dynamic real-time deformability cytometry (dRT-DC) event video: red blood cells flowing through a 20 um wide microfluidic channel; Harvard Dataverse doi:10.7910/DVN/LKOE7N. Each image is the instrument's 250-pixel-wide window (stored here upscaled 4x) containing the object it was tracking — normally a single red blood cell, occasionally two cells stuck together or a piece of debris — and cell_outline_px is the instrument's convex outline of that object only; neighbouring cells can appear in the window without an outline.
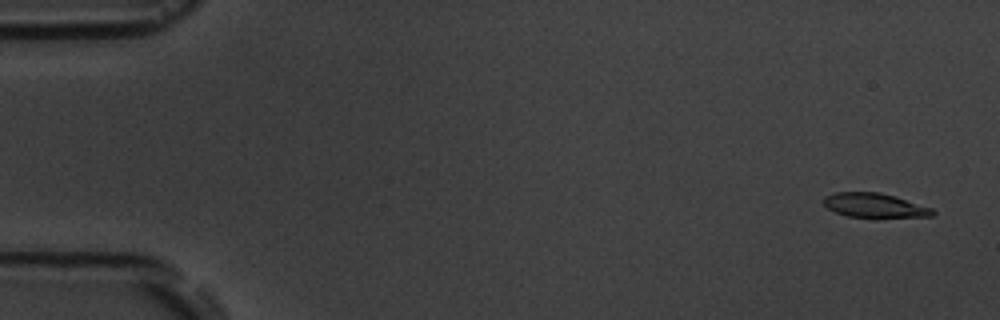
{"species": "common noctule bat (a hibernating species)", "species_latin": "Nyctalus noctula", "temperature_condition": "room temperature", "stored_images_in_passage": 7, "camera_frame_rate_fps": 3000, "um_per_image_px": 0.085, "animal": {"sex": "male", "body_mass_g": 19.5, "forearm_length_mm": 54.6}, "frame": {"image": 1, "passage_image": 1, "time_ms": 0.0, "image_size_px": [1000, 320], "cell_outline_px": [[936, 212], [932, 216], [876, 220], [848, 216], [836, 212], [828, 208], [824, 204], [824, 196], [836, 192], [880, 192], [896, 196], [932, 208]], "centroid_in_image_um": [74.4, 17.5], "position_along_channel_um": 10.6, "area_um2": 16.24}}
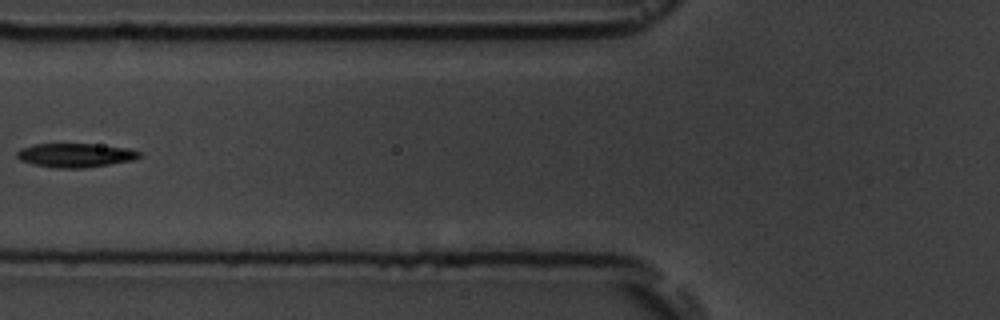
{"frame": {"image": 2, "passage_image": 6, "time_ms": 6.667, "image_size_px": [1000, 320], "cell_outline_px": [[144, 156], [132, 160], [84, 168], [60, 168], [32, 164], [20, 160], [16, 156], [16, 152], [20, 148], [36, 144], [92, 144], [128, 148], [140, 152]], "centroid_in_image_um": [6.4, 13.19], "position_along_channel_um": 119.4, "area_um2": 16.99}}
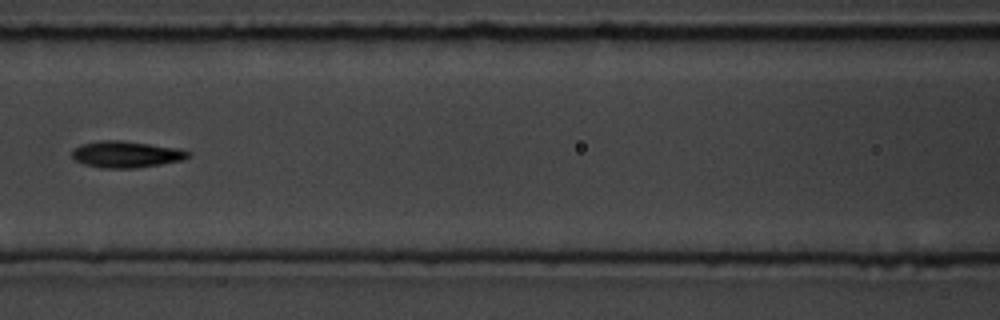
{"frame": {"image": 3, "passage_image": 7, "time_ms": 7.667, "image_size_px": [1000, 320], "cell_outline_px": [[192, 156], [180, 160], [160, 164], [136, 168], [100, 168], [84, 164], [72, 160], [72, 148], [80, 144], [100, 140], [120, 140], [180, 148], [192, 152]], "centroid_in_image_um": [10.69, 13.11], "position_along_channel_um": 155.9, "area_um2": 18.21}}